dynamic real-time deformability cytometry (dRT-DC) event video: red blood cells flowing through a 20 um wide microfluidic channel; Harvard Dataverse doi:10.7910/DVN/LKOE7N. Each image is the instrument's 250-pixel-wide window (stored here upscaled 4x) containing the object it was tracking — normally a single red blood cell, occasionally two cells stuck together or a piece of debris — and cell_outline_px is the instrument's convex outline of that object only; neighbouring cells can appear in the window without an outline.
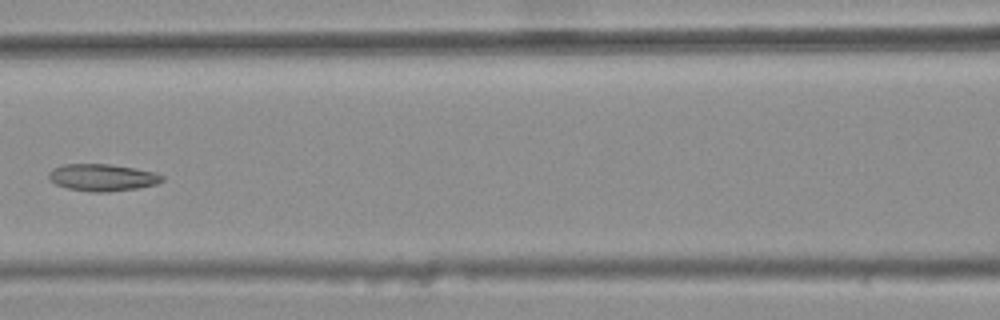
{"species": "common noctule bat (a hibernating species)", "species_latin": "Nyctalus noctula", "temperature_condition": "warm", "stored_images_in_passage": 7, "camera_frame_rate_fps": 3000, "um_per_image_px": 0.085, "animal": {"sex": "female", "body_mass_g": 25.1}, "frame": {"image": 1, "passage_image": 6, "time_ms": 1.667, "image_size_px": [1000, 320], "cell_outline_px": [[164, 180], [156, 184], [140, 188], [108, 192], [92, 192], [68, 188], [56, 184], [48, 180], [48, 172], [52, 168], [64, 164], [108, 164], [136, 168], [156, 172], [164, 176]], "centroid_in_image_um": [8.71, 15.08], "position_along_channel_um": 157.9, "area_um2": 18.09}}
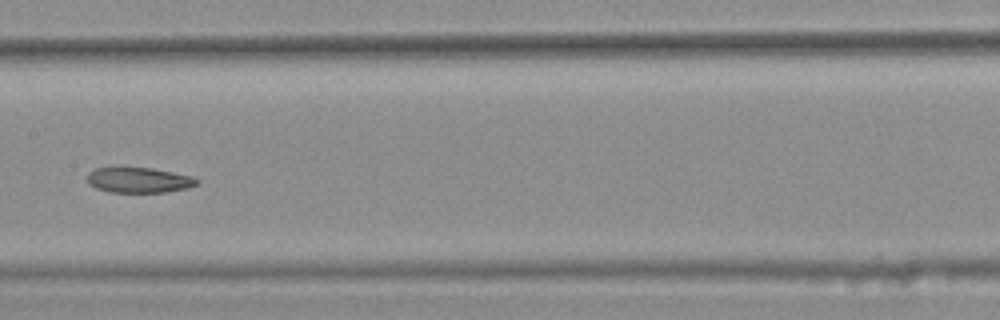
{"frame": {"image": 2, "passage_image": 7, "time_ms": 2.0, "image_size_px": [1000, 320], "cell_outline_px": [[200, 180], [196, 184], [188, 188], [164, 192], [108, 192], [96, 188], [88, 184], [88, 172], [92, 168], [152, 168], [192, 176]], "centroid_in_image_um": [11.79, 15.31], "position_along_channel_um": 195.6, "area_um2": 16.13}}